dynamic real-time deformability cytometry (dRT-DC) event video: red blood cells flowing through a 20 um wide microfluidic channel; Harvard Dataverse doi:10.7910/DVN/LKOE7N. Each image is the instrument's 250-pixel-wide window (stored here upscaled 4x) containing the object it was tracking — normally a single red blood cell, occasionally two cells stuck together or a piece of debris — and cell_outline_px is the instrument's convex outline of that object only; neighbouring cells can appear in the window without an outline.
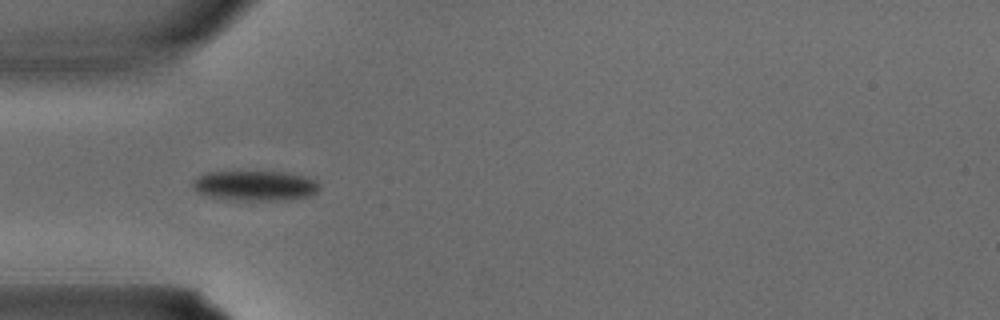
{"species": "common noctule bat (a hibernating species)", "species_latin": "Nyctalus noctula", "temperature_condition": "warm", "stored_images_in_passage": 1, "camera_frame_rate_fps": 3000, "um_per_image_px": 0.085, "animal": {"sex": "male", "body_mass_g": 15.6}, "frame": {"image": 1, "passage_image": 1, "time_ms": 0.0, "image_size_px": [1000, 320], "cell_outline_px": [[320, 188], [312, 196], [276, 200], [236, 200], [208, 196], [196, 192], [192, 188], [192, 180], [196, 176], [204, 172], [288, 172], [316, 176], [320, 184]], "centroid_in_image_um": [21.74, 15.76], "position_along_channel_um": 63.3, "area_um2": 22.77}}